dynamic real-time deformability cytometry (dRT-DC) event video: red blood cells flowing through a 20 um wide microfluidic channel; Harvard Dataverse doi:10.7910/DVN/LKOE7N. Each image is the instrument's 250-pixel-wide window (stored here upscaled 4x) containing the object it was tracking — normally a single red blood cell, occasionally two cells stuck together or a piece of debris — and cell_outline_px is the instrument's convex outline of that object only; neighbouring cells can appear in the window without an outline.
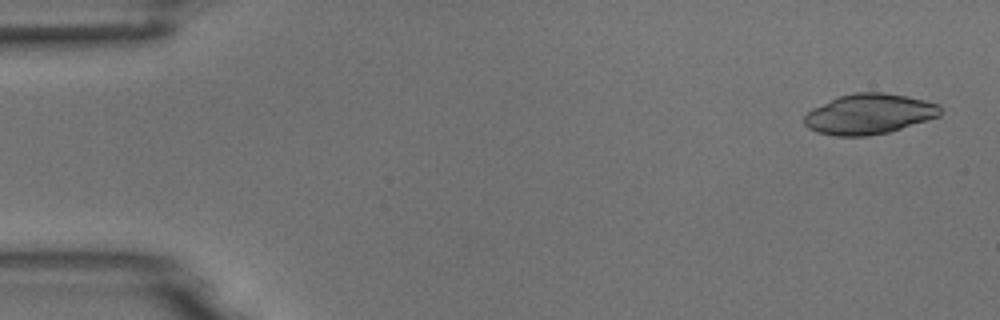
{"species": "common noctule bat (a hibernating species)", "species_latin": "Nyctalus noctula", "temperature_condition": "room temperature", "stored_images_in_passage": 6, "camera_frame_rate_fps": 3000, "um_per_image_px": 0.085, "animal": {"sex": "male", "body_mass_g": 18.8}, "frame": {"image": 1, "passage_image": 1, "time_ms": 0.0, "image_size_px": [1000, 320], "cell_outline_px": [[940, 116], [888, 132], [868, 136], [836, 136], [820, 132], [808, 128], [804, 124], [804, 116], [812, 108], [840, 96], [856, 92], [884, 92], [924, 100], [940, 104]], "centroid_in_image_um": [73.87, 9.69], "position_along_channel_um": 11.1, "area_um2": 31.67}}
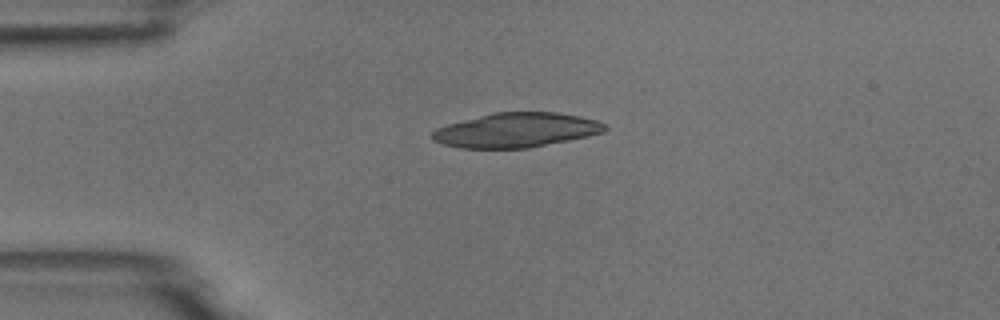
{"frame": {"image": 2, "passage_image": 4, "time_ms": 3.333, "image_size_px": [1000, 320], "cell_outline_px": [[608, 128], [604, 132], [588, 136], [528, 148], [460, 148], [444, 144], [432, 140], [432, 132], [436, 128], [448, 124], [492, 112], [556, 112], [580, 116], [596, 120], [604, 124]], "centroid_in_image_um": [43.88, 11.06], "position_along_channel_um": 41.1, "area_um2": 34.62}}